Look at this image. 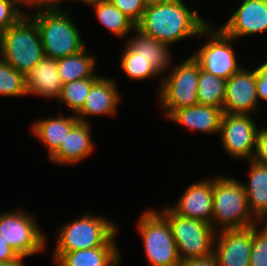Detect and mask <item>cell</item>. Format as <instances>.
I'll return each mask as SVG.
<instances>
[{
  "label": "cell",
  "mask_w": 267,
  "mask_h": 266,
  "mask_svg": "<svg viewBox=\"0 0 267 266\" xmlns=\"http://www.w3.org/2000/svg\"><path fill=\"white\" fill-rule=\"evenodd\" d=\"M180 266H218V263L214 254H211L204 258L181 261Z\"/></svg>",
  "instance_id": "d590c367"
},
{
  "label": "cell",
  "mask_w": 267,
  "mask_h": 266,
  "mask_svg": "<svg viewBox=\"0 0 267 266\" xmlns=\"http://www.w3.org/2000/svg\"><path fill=\"white\" fill-rule=\"evenodd\" d=\"M116 234L103 246L72 252H54L58 266H117L120 253L114 241Z\"/></svg>",
  "instance_id": "e0dca14e"
},
{
  "label": "cell",
  "mask_w": 267,
  "mask_h": 266,
  "mask_svg": "<svg viewBox=\"0 0 267 266\" xmlns=\"http://www.w3.org/2000/svg\"><path fill=\"white\" fill-rule=\"evenodd\" d=\"M256 227V225L252 226L250 266H267V224L259 231Z\"/></svg>",
  "instance_id": "f546056e"
},
{
  "label": "cell",
  "mask_w": 267,
  "mask_h": 266,
  "mask_svg": "<svg viewBox=\"0 0 267 266\" xmlns=\"http://www.w3.org/2000/svg\"><path fill=\"white\" fill-rule=\"evenodd\" d=\"M141 1L145 5V7H147V6H151V5H156V4L161 3L163 1H166V0H141Z\"/></svg>",
  "instance_id": "ab89813d"
},
{
  "label": "cell",
  "mask_w": 267,
  "mask_h": 266,
  "mask_svg": "<svg viewBox=\"0 0 267 266\" xmlns=\"http://www.w3.org/2000/svg\"><path fill=\"white\" fill-rule=\"evenodd\" d=\"M248 162L251 164L250 181L247 184L243 183V187L251 213L258 221H262L267 218V166L254 160Z\"/></svg>",
  "instance_id": "44dd1931"
},
{
  "label": "cell",
  "mask_w": 267,
  "mask_h": 266,
  "mask_svg": "<svg viewBox=\"0 0 267 266\" xmlns=\"http://www.w3.org/2000/svg\"><path fill=\"white\" fill-rule=\"evenodd\" d=\"M137 223L148 263L180 266L181 259L168 221L155 209H148Z\"/></svg>",
  "instance_id": "8992f818"
},
{
  "label": "cell",
  "mask_w": 267,
  "mask_h": 266,
  "mask_svg": "<svg viewBox=\"0 0 267 266\" xmlns=\"http://www.w3.org/2000/svg\"><path fill=\"white\" fill-rule=\"evenodd\" d=\"M0 57L24 75L45 57L37 24L29 15L2 31Z\"/></svg>",
  "instance_id": "3957f363"
},
{
  "label": "cell",
  "mask_w": 267,
  "mask_h": 266,
  "mask_svg": "<svg viewBox=\"0 0 267 266\" xmlns=\"http://www.w3.org/2000/svg\"><path fill=\"white\" fill-rule=\"evenodd\" d=\"M117 233L110 220L88 213L58 231L54 252H72L105 245Z\"/></svg>",
  "instance_id": "ba28073f"
},
{
  "label": "cell",
  "mask_w": 267,
  "mask_h": 266,
  "mask_svg": "<svg viewBox=\"0 0 267 266\" xmlns=\"http://www.w3.org/2000/svg\"><path fill=\"white\" fill-rule=\"evenodd\" d=\"M256 74V69L251 71L241 68L227 79L224 113L251 114L257 109L259 100L256 91Z\"/></svg>",
  "instance_id": "4fadbf2b"
},
{
  "label": "cell",
  "mask_w": 267,
  "mask_h": 266,
  "mask_svg": "<svg viewBox=\"0 0 267 266\" xmlns=\"http://www.w3.org/2000/svg\"><path fill=\"white\" fill-rule=\"evenodd\" d=\"M122 13H124L135 25L142 19L145 5L141 0H109Z\"/></svg>",
  "instance_id": "1f68e13d"
},
{
  "label": "cell",
  "mask_w": 267,
  "mask_h": 266,
  "mask_svg": "<svg viewBox=\"0 0 267 266\" xmlns=\"http://www.w3.org/2000/svg\"><path fill=\"white\" fill-rule=\"evenodd\" d=\"M250 116L230 113H224L222 116L219 132L221 142L224 150L234 158L253 160L258 129Z\"/></svg>",
  "instance_id": "8fae6325"
},
{
  "label": "cell",
  "mask_w": 267,
  "mask_h": 266,
  "mask_svg": "<svg viewBox=\"0 0 267 266\" xmlns=\"http://www.w3.org/2000/svg\"><path fill=\"white\" fill-rule=\"evenodd\" d=\"M1 34H2V31H0V46H1Z\"/></svg>",
  "instance_id": "60d3db41"
},
{
  "label": "cell",
  "mask_w": 267,
  "mask_h": 266,
  "mask_svg": "<svg viewBox=\"0 0 267 266\" xmlns=\"http://www.w3.org/2000/svg\"><path fill=\"white\" fill-rule=\"evenodd\" d=\"M98 78L89 77L63 84L59 101L76 114L83 107L93 83Z\"/></svg>",
  "instance_id": "4316f807"
},
{
  "label": "cell",
  "mask_w": 267,
  "mask_h": 266,
  "mask_svg": "<svg viewBox=\"0 0 267 266\" xmlns=\"http://www.w3.org/2000/svg\"><path fill=\"white\" fill-rule=\"evenodd\" d=\"M214 241L213 254L218 266H250L252 226L244 229H218Z\"/></svg>",
  "instance_id": "7c38bea8"
},
{
  "label": "cell",
  "mask_w": 267,
  "mask_h": 266,
  "mask_svg": "<svg viewBox=\"0 0 267 266\" xmlns=\"http://www.w3.org/2000/svg\"><path fill=\"white\" fill-rule=\"evenodd\" d=\"M57 66L63 84L89 77H100L93 71L94 57L90 56L85 48L77 54L58 59Z\"/></svg>",
  "instance_id": "cb8c5ba5"
},
{
  "label": "cell",
  "mask_w": 267,
  "mask_h": 266,
  "mask_svg": "<svg viewBox=\"0 0 267 266\" xmlns=\"http://www.w3.org/2000/svg\"><path fill=\"white\" fill-rule=\"evenodd\" d=\"M0 95L3 96H25L24 74L10 66L0 57Z\"/></svg>",
  "instance_id": "f1b7e54d"
},
{
  "label": "cell",
  "mask_w": 267,
  "mask_h": 266,
  "mask_svg": "<svg viewBox=\"0 0 267 266\" xmlns=\"http://www.w3.org/2000/svg\"><path fill=\"white\" fill-rule=\"evenodd\" d=\"M23 260L0 235V262Z\"/></svg>",
  "instance_id": "e575fe53"
},
{
  "label": "cell",
  "mask_w": 267,
  "mask_h": 266,
  "mask_svg": "<svg viewBox=\"0 0 267 266\" xmlns=\"http://www.w3.org/2000/svg\"><path fill=\"white\" fill-rule=\"evenodd\" d=\"M121 57L122 70L131 80H143L153 78L160 73L150 64V61L138 56L127 45Z\"/></svg>",
  "instance_id": "83f0119b"
},
{
  "label": "cell",
  "mask_w": 267,
  "mask_h": 266,
  "mask_svg": "<svg viewBox=\"0 0 267 266\" xmlns=\"http://www.w3.org/2000/svg\"><path fill=\"white\" fill-rule=\"evenodd\" d=\"M69 15L70 11L51 8L37 9L36 14L31 15L37 24L45 56L58 60L86 48Z\"/></svg>",
  "instance_id": "7a4b0ae2"
},
{
  "label": "cell",
  "mask_w": 267,
  "mask_h": 266,
  "mask_svg": "<svg viewBox=\"0 0 267 266\" xmlns=\"http://www.w3.org/2000/svg\"><path fill=\"white\" fill-rule=\"evenodd\" d=\"M208 24L182 0H166L147 6L136 28L170 45L187 37L204 35Z\"/></svg>",
  "instance_id": "6da1fadb"
},
{
  "label": "cell",
  "mask_w": 267,
  "mask_h": 266,
  "mask_svg": "<svg viewBox=\"0 0 267 266\" xmlns=\"http://www.w3.org/2000/svg\"><path fill=\"white\" fill-rule=\"evenodd\" d=\"M137 36L127 40V46L138 56L150 61V64L160 73L171 63L169 48L167 43H163L154 37L142 33L137 28L134 29Z\"/></svg>",
  "instance_id": "603a6c76"
},
{
  "label": "cell",
  "mask_w": 267,
  "mask_h": 266,
  "mask_svg": "<svg viewBox=\"0 0 267 266\" xmlns=\"http://www.w3.org/2000/svg\"><path fill=\"white\" fill-rule=\"evenodd\" d=\"M205 34L210 36L209 42L191 56L200 69L225 80L229 79L242 68L232 49L235 39L226 35L220 28L212 31L211 24L205 27Z\"/></svg>",
  "instance_id": "30bf717a"
},
{
  "label": "cell",
  "mask_w": 267,
  "mask_h": 266,
  "mask_svg": "<svg viewBox=\"0 0 267 266\" xmlns=\"http://www.w3.org/2000/svg\"><path fill=\"white\" fill-rule=\"evenodd\" d=\"M249 209L243 184L237 179L216 176L213 179V218L211 226L224 229H244L256 225ZM217 223V224H216Z\"/></svg>",
  "instance_id": "277c9868"
},
{
  "label": "cell",
  "mask_w": 267,
  "mask_h": 266,
  "mask_svg": "<svg viewBox=\"0 0 267 266\" xmlns=\"http://www.w3.org/2000/svg\"><path fill=\"white\" fill-rule=\"evenodd\" d=\"M162 78L159 100L168 118L175 110L198 104L199 64L192 56Z\"/></svg>",
  "instance_id": "52a82bcc"
},
{
  "label": "cell",
  "mask_w": 267,
  "mask_h": 266,
  "mask_svg": "<svg viewBox=\"0 0 267 266\" xmlns=\"http://www.w3.org/2000/svg\"><path fill=\"white\" fill-rule=\"evenodd\" d=\"M37 225L33 215L23 210L0 214V235L23 258L41 252L45 247V236Z\"/></svg>",
  "instance_id": "9c48e42d"
},
{
  "label": "cell",
  "mask_w": 267,
  "mask_h": 266,
  "mask_svg": "<svg viewBox=\"0 0 267 266\" xmlns=\"http://www.w3.org/2000/svg\"><path fill=\"white\" fill-rule=\"evenodd\" d=\"M78 121L76 115L65 117L61 114L60 117L40 119L33 124L32 132L48 148V159L59 149L61 142Z\"/></svg>",
  "instance_id": "7402d4cb"
},
{
  "label": "cell",
  "mask_w": 267,
  "mask_h": 266,
  "mask_svg": "<svg viewBox=\"0 0 267 266\" xmlns=\"http://www.w3.org/2000/svg\"><path fill=\"white\" fill-rule=\"evenodd\" d=\"M256 153L253 160L267 166V128L258 129L256 141Z\"/></svg>",
  "instance_id": "d6a6232c"
},
{
  "label": "cell",
  "mask_w": 267,
  "mask_h": 266,
  "mask_svg": "<svg viewBox=\"0 0 267 266\" xmlns=\"http://www.w3.org/2000/svg\"><path fill=\"white\" fill-rule=\"evenodd\" d=\"M95 8L98 20L115 36L124 37L136 25L109 0H94L89 4Z\"/></svg>",
  "instance_id": "d4e9b609"
},
{
  "label": "cell",
  "mask_w": 267,
  "mask_h": 266,
  "mask_svg": "<svg viewBox=\"0 0 267 266\" xmlns=\"http://www.w3.org/2000/svg\"><path fill=\"white\" fill-rule=\"evenodd\" d=\"M169 223L181 261L213 254L216 231L204 221L185 218L170 207L159 212Z\"/></svg>",
  "instance_id": "5b68a950"
},
{
  "label": "cell",
  "mask_w": 267,
  "mask_h": 266,
  "mask_svg": "<svg viewBox=\"0 0 267 266\" xmlns=\"http://www.w3.org/2000/svg\"><path fill=\"white\" fill-rule=\"evenodd\" d=\"M27 95L59 98L63 83L60 79L57 60L45 56L33 69L24 75Z\"/></svg>",
  "instance_id": "d6986e66"
},
{
  "label": "cell",
  "mask_w": 267,
  "mask_h": 266,
  "mask_svg": "<svg viewBox=\"0 0 267 266\" xmlns=\"http://www.w3.org/2000/svg\"><path fill=\"white\" fill-rule=\"evenodd\" d=\"M223 114L222 109L196 104L175 110L167 119L186 126L190 131L219 133Z\"/></svg>",
  "instance_id": "ffe728a7"
},
{
  "label": "cell",
  "mask_w": 267,
  "mask_h": 266,
  "mask_svg": "<svg viewBox=\"0 0 267 266\" xmlns=\"http://www.w3.org/2000/svg\"><path fill=\"white\" fill-rule=\"evenodd\" d=\"M227 80L208 73L199 66L198 104L223 110Z\"/></svg>",
  "instance_id": "484cf974"
},
{
  "label": "cell",
  "mask_w": 267,
  "mask_h": 266,
  "mask_svg": "<svg viewBox=\"0 0 267 266\" xmlns=\"http://www.w3.org/2000/svg\"><path fill=\"white\" fill-rule=\"evenodd\" d=\"M19 7L21 5L23 6H29V7H37L36 9H46L51 8L52 9V2L53 0H15Z\"/></svg>",
  "instance_id": "8d00e7d4"
},
{
  "label": "cell",
  "mask_w": 267,
  "mask_h": 266,
  "mask_svg": "<svg viewBox=\"0 0 267 266\" xmlns=\"http://www.w3.org/2000/svg\"><path fill=\"white\" fill-rule=\"evenodd\" d=\"M88 122L78 121L61 142L59 149L49 158L59 164H76L90 156L94 150Z\"/></svg>",
  "instance_id": "ac0fdd59"
},
{
  "label": "cell",
  "mask_w": 267,
  "mask_h": 266,
  "mask_svg": "<svg viewBox=\"0 0 267 266\" xmlns=\"http://www.w3.org/2000/svg\"><path fill=\"white\" fill-rule=\"evenodd\" d=\"M113 80L99 77L92 85L83 107L75 114L81 122L87 116L114 115L121 99Z\"/></svg>",
  "instance_id": "2e32d148"
},
{
  "label": "cell",
  "mask_w": 267,
  "mask_h": 266,
  "mask_svg": "<svg viewBox=\"0 0 267 266\" xmlns=\"http://www.w3.org/2000/svg\"><path fill=\"white\" fill-rule=\"evenodd\" d=\"M176 214L211 224L213 218V179L191 184L177 205L169 206Z\"/></svg>",
  "instance_id": "9a60e30c"
},
{
  "label": "cell",
  "mask_w": 267,
  "mask_h": 266,
  "mask_svg": "<svg viewBox=\"0 0 267 266\" xmlns=\"http://www.w3.org/2000/svg\"><path fill=\"white\" fill-rule=\"evenodd\" d=\"M0 266H25L23 260L0 262Z\"/></svg>",
  "instance_id": "74e56055"
},
{
  "label": "cell",
  "mask_w": 267,
  "mask_h": 266,
  "mask_svg": "<svg viewBox=\"0 0 267 266\" xmlns=\"http://www.w3.org/2000/svg\"><path fill=\"white\" fill-rule=\"evenodd\" d=\"M60 1L62 2V0H53V2H52V9H59L58 5H59V2ZM80 1H82L83 3L89 5L94 0H80Z\"/></svg>",
  "instance_id": "f35d334b"
},
{
  "label": "cell",
  "mask_w": 267,
  "mask_h": 266,
  "mask_svg": "<svg viewBox=\"0 0 267 266\" xmlns=\"http://www.w3.org/2000/svg\"><path fill=\"white\" fill-rule=\"evenodd\" d=\"M220 29L234 39L266 32L267 0H244Z\"/></svg>",
  "instance_id": "5bb4252c"
},
{
  "label": "cell",
  "mask_w": 267,
  "mask_h": 266,
  "mask_svg": "<svg viewBox=\"0 0 267 266\" xmlns=\"http://www.w3.org/2000/svg\"><path fill=\"white\" fill-rule=\"evenodd\" d=\"M257 97L267 101V61L256 68Z\"/></svg>",
  "instance_id": "836d02e7"
},
{
  "label": "cell",
  "mask_w": 267,
  "mask_h": 266,
  "mask_svg": "<svg viewBox=\"0 0 267 266\" xmlns=\"http://www.w3.org/2000/svg\"><path fill=\"white\" fill-rule=\"evenodd\" d=\"M15 0H0V31L15 25L24 15Z\"/></svg>",
  "instance_id": "4dcf8cb0"
}]
</instances>
